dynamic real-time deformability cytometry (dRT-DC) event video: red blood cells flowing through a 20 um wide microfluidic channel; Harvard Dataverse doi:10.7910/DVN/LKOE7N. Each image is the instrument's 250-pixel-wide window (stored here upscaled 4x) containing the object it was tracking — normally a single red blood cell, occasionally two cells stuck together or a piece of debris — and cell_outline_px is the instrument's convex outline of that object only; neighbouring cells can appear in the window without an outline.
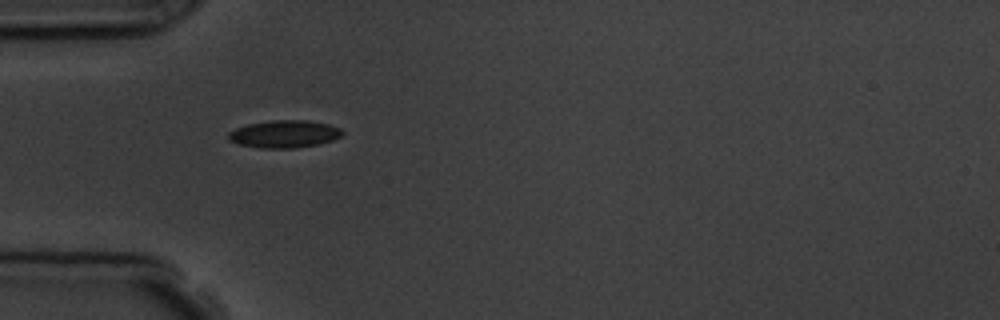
{"species": "common noctule bat (a hibernating species)", "species_latin": "Nyctalus noctula", "temperature_condition": "room temperature", "stored_images_in_passage": 7, "camera_frame_rate_fps": 3000, "um_per_image_px": 0.085, "animal": {"sex": "male", "body_mass_g": 19.5, "forearm_length_mm": 54.6}, "frame": {"image": 1, "passage_image": 1, "time_ms": 0.0, "image_size_px": [1000, 320], "cell_outline_px": [[344, 132], [340, 136], [332, 140], [316, 144], [292, 148], [260, 148], [236, 144], [228, 140], [228, 132], [236, 128], [248, 124], [272, 120], [308, 120], [328, 124], [340, 128]], "centroid_in_image_um": [24.12, 11.39], "position_along_channel_um": 60.9, "area_um2": 18.21}}
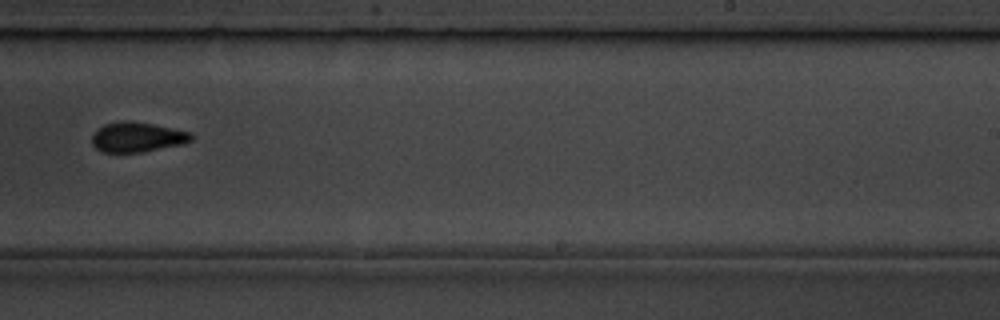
{"frame": {"image": 2, "passage_image": 6, "time_ms": 5.667, "image_size_px": [1000, 320], "cell_outline_px": [[192, 140], [184, 144], [140, 152], [100, 152], [92, 144], [92, 132], [96, 128], [104, 124], [120, 120], [128, 120], [152, 124], [192, 132]], "centroid_in_image_um": [11.62, 11.64], "position_along_channel_um": 277.4, "area_um2": 17.51}}